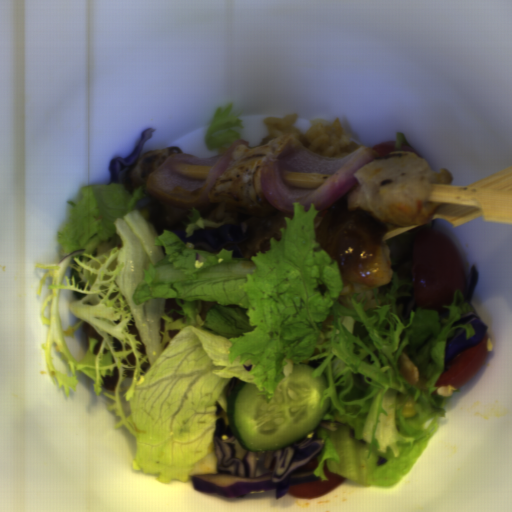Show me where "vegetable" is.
<instances>
[{
	"label": "vegetable",
	"mask_w": 512,
	"mask_h": 512,
	"mask_svg": "<svg viewBox=\"0 0 512 512\" xmlns=\"http://www.w3.org/2000/svg\"><path fill=\"white\" fill-rule=\"evenodd\" d=\"M144 185L129 192L123 183L82 187L81 198L66 200L70 210L57 239L60 256L80 255L59 264H37L46 273L50 294L40 317L47 328L44 352L53 383L68 397L76 393L77 373L91 382L95 396L114 402L105 409L133 436V470L161 483H187L192 476L218 471L215 453L217 405L227 413V398L241 383L255 384L271 402L275 388L291 375L294 363L323 373L328 399L321 421L337 430L314 428L324 441L314 476L330 473L373 487L400 482L417 464L447 411L448 395L435 386L445 372L446 348L465 329L454 323L475 312L455 290L442 313L416 306L404 318L397 300L414 297L413 280L392 272L390 281L370 294L352 293L340 303L344 279L340 265L316 235L315 203L308 211L292 202L281 238L250 258L234 249L208 252L184 242L172 229L158 234L137 209L147 197ZM59 289L86 293L69 307L79 318L62 331ZM183 310L165 311L166 299ZM202 301L217 302L202 320ZM477 314V313H476ZM103 336H89L90 348L75 360L64 340L83 322ZM67 362L72 375L56 370L50 351ZM404 352L419 368L410 385L399 373ZM118 369L111 392L103 387ZM413 397L415 416L404 418ZM355 438H350L349 430ZM388 459L377 466L378 456Z\"/></svg>",
	"instance_id": "1"
},
{
	"label": "vegetable",
	"mask_w": 512,
	"mask_h": 512,
	"mask_svg": "<svg viewBox=\"0 0 512 512\" xmlns=\"http://www.w3.org/2000/svg\"><path fill=\"white\" fill-rule=\"evenodd\" d=\"M373 148L364 145L344 155H324L285 135L264 158L260 192L269 204L291 217L293 202L304 205L306 212L314 204L317 217L355 189L353 173L380 156Z\"/></svg>",
	"instance_id": "2"
},
{
	"label": "vegetable",
	"mask_w": 512,
	"mask_h": 512,
	"mask_svg": "<svg viewBox=\"0 0 512 512\" xmlns=\"http://www.w3.org/2000/svg\"><path fill=\"white\" fill-rule=\"evenodd\" d=\"M240 144L249 146V141L240 138L227 149L209 157H196L187 153L168 156L148 175L143 187L146 197L141 201L189 210L211 204L209 191Z\"/></svg>",
	"instance_id": "3"
},
{
	"label": "vegetable",
	"mask_w": 512,
	"mask_h": 512,
	"mask_svg": "<svg viewBox=\"0 0 512 512\" xmlns=\"http://www.w3.org/2000/svg\"><path fill=\"white\" fill-rule=\"evenodd\" d=\"M241 114V111L234 114L233 104L230 103L224 108H216L204 136L205 145L210 152L223 144L231 146L241 138V133L236 130L244 128V121L240 119Z\"/></svg>",
	"instance_id": "4"
},
{
	"label": "vegetable",
	"mask_w": 512,
	"mask_h": 512,
	"mask_svg": "<svg viewBox=\"0 0 512 512\" xmlns=\"http://www.w3.org/2000/svg\"><path fill=\"white\" fill-rule=\"evenodd\" d=\"M189 211L190 213L186 215L189 221H182L185 227L184 232H186L185 238L192 237L198 230H214L226 225L224 222L204 218L195 207L189 208Z\"/></svg>",
	"instance_id": "5"
},
{
	"label": "vegetable",
	"mask_w": 512,
	"mask_h": 512,
	"mask_svg": "<svg viewBox=\"0 0 512 512\" xmlns=\"http://www.w3.org/2000/svg\"><path fill=\"white\" fill-rule=\"evenodd\" d=\"M402 144H405L406 146L412 147L411 144L404 137L403 133L396 132V143L394 145V150H402Z\"/></svg>",
	"instance_id": "6"
}]
</instances>
